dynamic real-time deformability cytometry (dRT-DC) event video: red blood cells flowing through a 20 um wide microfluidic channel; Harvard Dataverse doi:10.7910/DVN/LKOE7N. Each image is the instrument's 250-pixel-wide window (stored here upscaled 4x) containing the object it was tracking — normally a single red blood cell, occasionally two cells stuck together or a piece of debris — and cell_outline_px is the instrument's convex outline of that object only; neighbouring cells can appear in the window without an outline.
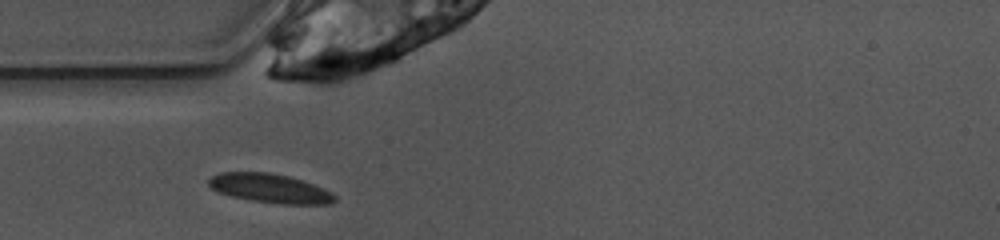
{"species": "common noctule bat (a hibernating species)", "species_latin": "Nyctalus noctula", "temperature_condition": "warm", "stored_images_in_passage": 27, "camera_frame_rate_fps": 3000, "um_per_image_px": 0.085, "animal": {"sex": "female", "body_mass_g": 10.0, "forearm_length_mm": 53.1}, "frame": {"image": 1, "passage_image": 1, "time_ms": 0.0, "image_size_px": [1000, 240], "cell_outline_px": [[336, 200], [332, 204], [280, 204], [252, 200], [232, 196], [220, 192], [212, 188], [208, 184], [208, 180], [212, 176], [220, 172], [268, 172], [288, 176], [324, 188], [332, 192], [336, 196]], "centroid_in_image_um": [22.98, 16.01], "position_along_channel_um": 62.0, "area_um2": 21.21}}
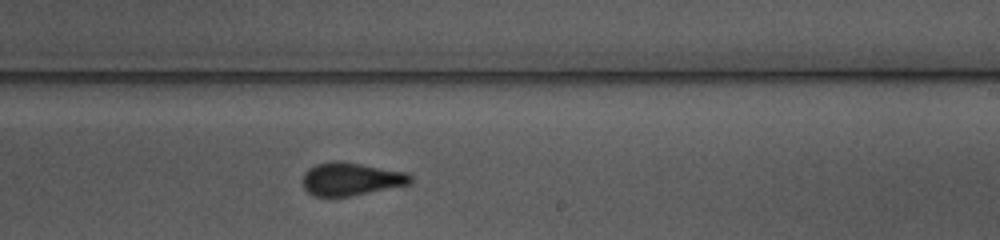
{"frame": {"image": 2, "passage_image": 16, "time_ms": 5.0, "image_size_px": [1000, 240], "cell_outline_px": [[412, 184], [348, 196], [312, 196], [304, 188], [300, 180], [304, 172], [308, 168], [316, 164], [336, 160], [340, 160], [408, 172], [412, 176]], "centroid_in_image_um": [29.82, 15.2], "position_along_channel_um": 259.2, "area_um2": 21.04}}
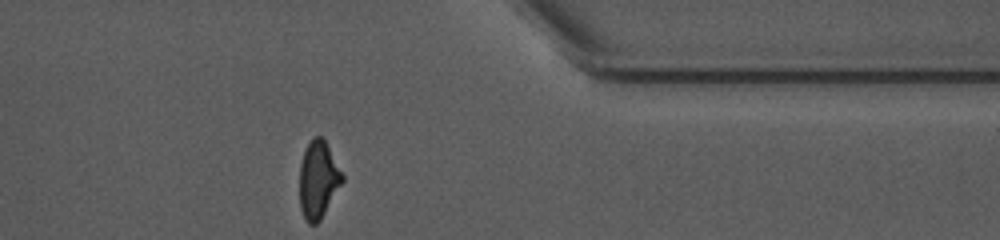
{"frame": {"image": 3, "passage_image": 27, "time_ms": 8.667, "image_size_px": [1000, 240], "cell_outline_px": [[344, 180], [320, 220], [316, 224], [308, 224], [300, 208], [300, 164], [304, 152], [312, 136], [320, 136], [324, 140], [344, 176]], "centroid_in_image_um": [27.04, 15.28], "position_along_channel_um": 384.4, "area_um2": 18.96}, "authors_computed_cell_mechanics": {"area_um2": 20.7502, "velocity_mm_per_s": 3.9217, "shape_relaxation_time_tau1_ms": 4.5071, "shape_relaxation_time_tau2_ms": 1.6001, "deformation_change_tau1": 0.1362, "deformation_change_tau2": 0.0633}}